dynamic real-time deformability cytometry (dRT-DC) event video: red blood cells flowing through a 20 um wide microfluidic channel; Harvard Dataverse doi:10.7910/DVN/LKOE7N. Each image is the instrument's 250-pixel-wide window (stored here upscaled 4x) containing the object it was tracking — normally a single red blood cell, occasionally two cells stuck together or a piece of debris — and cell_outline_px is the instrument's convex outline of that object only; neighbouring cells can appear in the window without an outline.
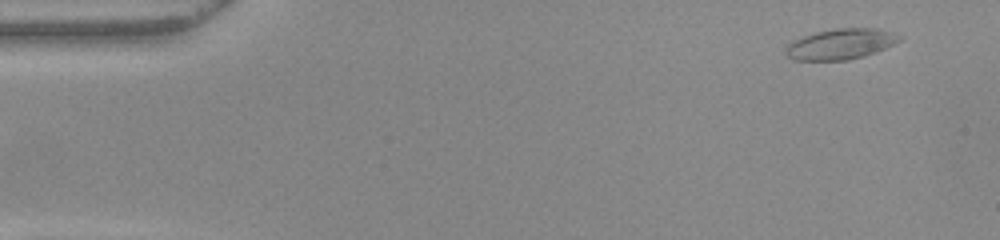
{"species": "common noctule bat (a hibernating species)", "species_latin": "Nyctalus noctula", "temperature_condition": "warm", "stored_images_in_passage": 49, "camera_frame_rate_fps": 3000, "um_per_image_px": 0.085, "animal": {"sex": "female", "body_mass_g": 22.0, "forearm_length_mm": 56.7}, "frame": {"image": 1, "passage_image": 1, "time_ms": 0.0, "image_size_px": [1000, 240], "cell_outline_px": [[904, 36], [900, 40], [876, 52], [864, 56], [848, 60], [792, 60], [784, 52], [788, 44], [792, 40], [816, 32], [836, 28], [876, 28], [892, 32]], "centroid_in_image_um": [71.45, 3.74], "position_along_channel_um": 13.6, "area_um2": 20.29}}
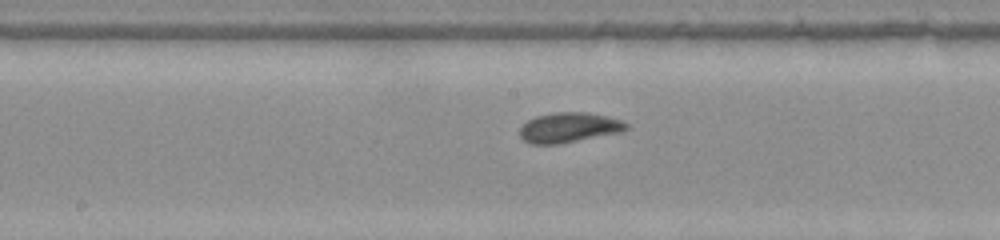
{"frame": {"image": 2, "passage_image": 24, "time_ms": 7.667, "image_size_px": [1000, 240], "cell_outline_px": [[628, 128], [620, 132], [560, 144], [532, 144], [524, 140], [520, 136], [520, 128], [528, 120], [536, 116], [556, 112], [588, 112], [608, 116], [620, 120], [628, 124]], "centroid_in_image_um": [48.36, 10.84], "position_along_channel_um": 199.8, "area_um2": 18.55}}
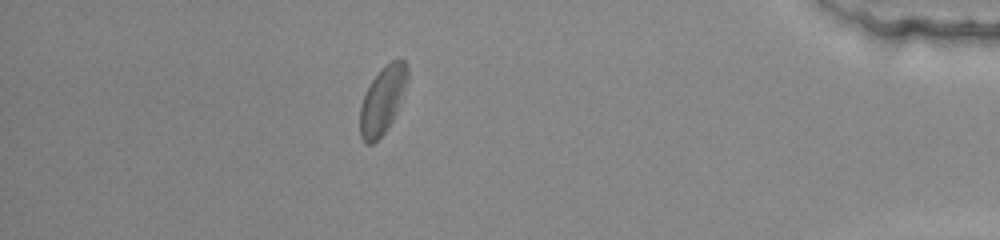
{"frame": {"image": 3, "passage_image": 43, "time_ms": 14.0, "image_size_px": [1000, 240], "cell_outline_px": [[408, 76], [396, 112], [392, 120], [384, 132], [372, 144], [364, 144], [360, 136], [360, 104], [372, 80], [392, 60], [400, 56], [408, 64]], "centroid_in_image_um": [32.51, 8.51], "position_along_channel_um": 402.7, "area_um2": 18.21}, "authors_computed_cell_mechanics": {"area_um2": 18.5538, "velocity_mm_per_s": 3.9267, "shape_relaxation_time_tau1_ms": 2.5223, "shape_relaxation_time_tau2_ms": 0.6814, "deformation_change_tau1": 0.1139, "deformation_change_tau2": 0.0528}}